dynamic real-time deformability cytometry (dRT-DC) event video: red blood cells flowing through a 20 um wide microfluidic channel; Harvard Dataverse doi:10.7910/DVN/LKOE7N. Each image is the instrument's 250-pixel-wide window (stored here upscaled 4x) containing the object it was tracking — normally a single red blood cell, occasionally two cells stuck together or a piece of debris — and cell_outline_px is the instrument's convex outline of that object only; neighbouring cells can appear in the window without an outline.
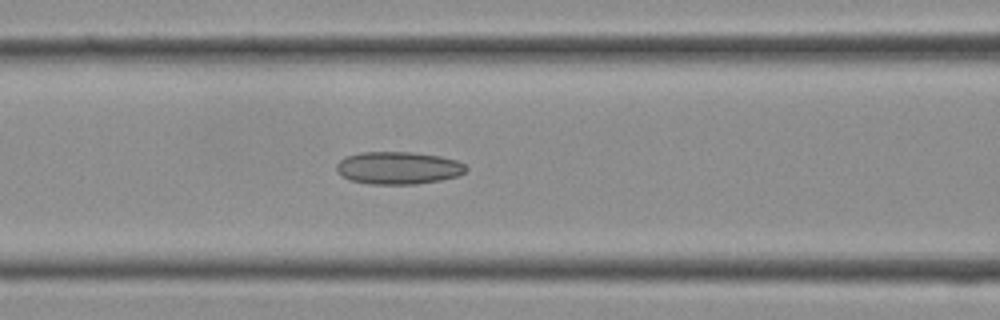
{"species": "Egyptian fruit bat (a non-hibernating species)", "species_latin": "Rousettus aegyptiacus", "temperature_condition": "cold", "stored_images_in_passage": 16, "camera_frame_rate_fps": 3000, "um_per_image_px": 0.085, "frame": {"image": 1, "passage_image": 12, "time_ms": 3.667, "image_size_px": [1000, 320], "cell_outline_px": [[468, 168], [460, 176], [440, 180], [416, 184], [368, 184], [352, 180], [340, 176], [336, 172], [336, 164], [344, 156], [360, 152], [412, 152], [440, 156], [456, 160], [464, 164]], "centroid_in_image_um": [33.83, 14.27], "position_along_channel_um": 132.8, "area_um2": 24.8}}
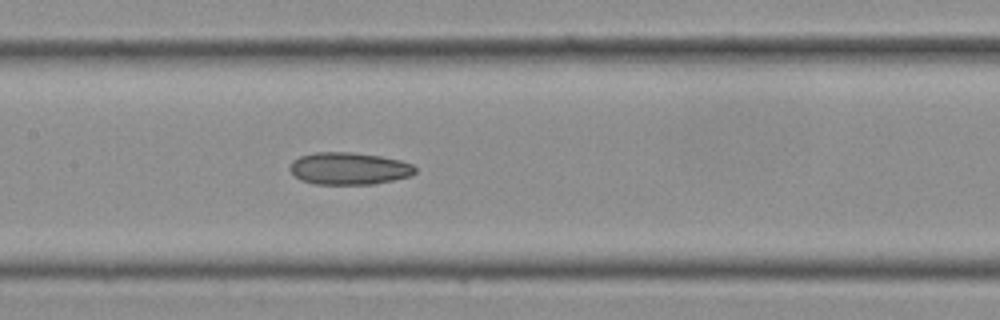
{"frame": {"image": 2, "passage_image": 14, "time_ms": 4.333, "image_size_px": [1000, 320], "cell_outline_px": [[416, 172], [412, 176], [372, 184], [316, 184], [300, 180], [288, 168], [292, 160], [300, 156], [316, 152], [352, 152], [380, 156], [400, 160], [412, 164], [416, 168]], "centroid_in_image_um": [29.66, 14.32], "position_along_channel_um": 177.7, "area_um2": 23.58}}
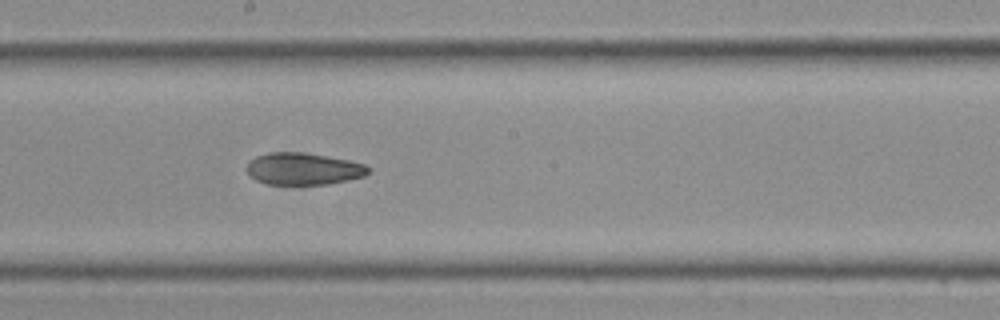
{"frame": {"image": 3, "passage_image": 16, "time_ms": 5.0, "image_size_px": [1000, 320], "cell_outline_px": [[372, 168], [364, 176], [348, 180], [328, 184], [264, 184], [248, 176], [244, 168], [248, 160], [256, 156], [268, 152], [300, 152], [328, 156], [348, 160], [364, 164]], "centroid_in_image_um": [25.72, 14.35], "position_along_channel_um": 222.5, "area_um2": 23.0}}